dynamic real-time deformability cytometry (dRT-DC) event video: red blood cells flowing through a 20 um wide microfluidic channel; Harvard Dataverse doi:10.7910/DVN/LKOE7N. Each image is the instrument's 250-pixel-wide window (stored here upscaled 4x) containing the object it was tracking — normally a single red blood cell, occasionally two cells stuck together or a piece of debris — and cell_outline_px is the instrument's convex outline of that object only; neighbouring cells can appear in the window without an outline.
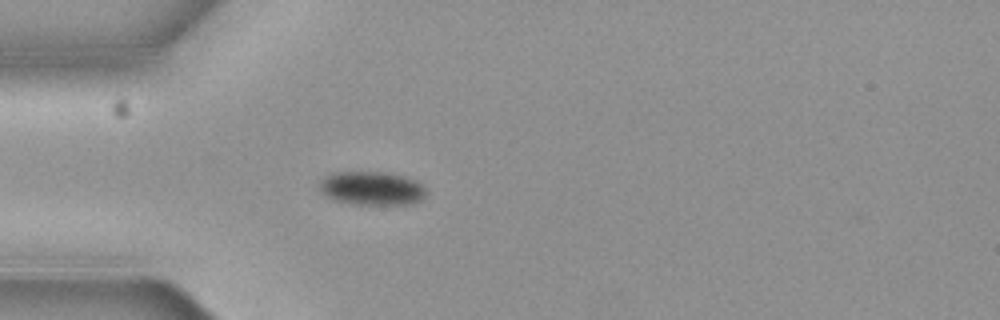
{"species": "common noctule bat (a hibernating species)", "species_latin": "Nyctalus noctula", "temperature_condition": "cold", "stored_images_in_passage": 5, "camera_frame_rate_fps": 3000, "um_per_image_px": 0.085, "animal": {"sex": "female", "body_mass_g": 19.3, "forearm_length_mm": 54.1}, "frame": {"image": 1, "passage_image": 5, "time_ms": 1.333, "image_size_px": [1000, 320], "cell_outline_px": [[428, 192], [420, 200], [408, 204], [352, 204], [332, 200], [320, 192], [320, 180], [324, 176], [332, 172], [384, 172], [404, 176], [416, 180]], "centroid_in_image_um": [31.56, 16.0], "position_along_channel_um": 53.4, "area_um2": 21.04}}